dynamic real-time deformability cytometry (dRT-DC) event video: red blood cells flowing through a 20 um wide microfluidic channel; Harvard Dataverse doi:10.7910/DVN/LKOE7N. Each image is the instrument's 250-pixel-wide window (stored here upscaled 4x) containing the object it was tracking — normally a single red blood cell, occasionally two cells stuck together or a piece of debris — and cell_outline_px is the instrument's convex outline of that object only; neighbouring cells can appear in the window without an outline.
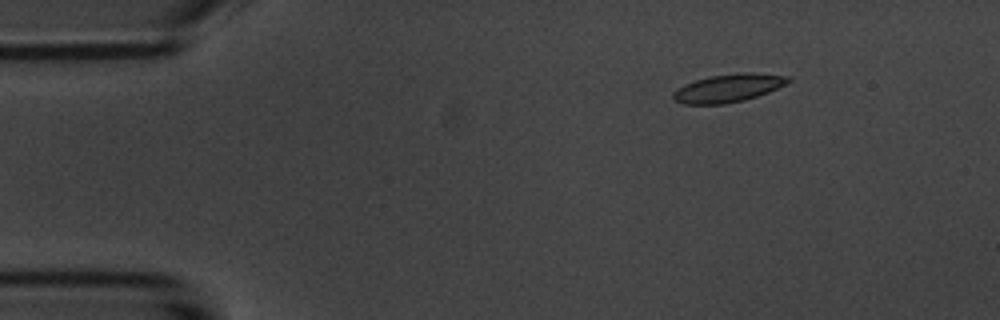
{"species": "common noctule bat (a hibernating species)", "species_latin": "Nyctalus noctula", "temperature_condition": "room temperature", "stored_images_in_passage": 6, "camera_frame_rate_fps": 3000, "um_per_image_px": 0.085, "animal": {"sex": "male", "body_mass_g": 20.1, "forearm_length_mm": 53.5}, "frame": {"image": 1, "passage_image": 3, "time_ms": 2.333, "image_size_px": [1000, 320], "cell_outline_px": [[792, 80], [768, 92], [744, 100], [724, 104], [684, 104], [672, 100], [672, 92], [676, 88], [684, 84], [696, 80], [712, 76], [744, 72], [752, 72], [788, 76]], "centroid_in_image_um": [61.85, 7.49], "position_along_channel_um": 23.1, "area_um2": 18.73}}
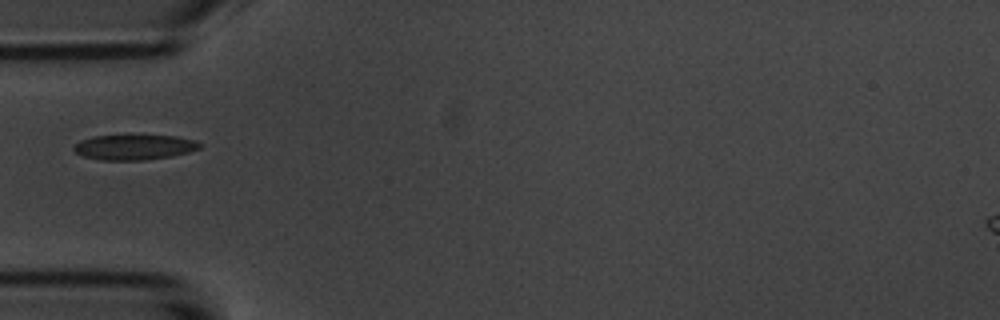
{"frame": {"image": 2, "passage_image": 6, "time_ms": 5.667, "image_size_px": [1000, 320], "cell_outline_px": [[200, 148], [188, 152], [172, 156], [144, 160], [100, 160], [84, 156], [76, 152], [72, 148], [80, 140], [92, 136], [176, 136], [196, 140], [200, 144]], "centroid_in_image_um": [11.4, 12.51], "position_along_channel_um": 73.6, "area_um2": 18.26}}